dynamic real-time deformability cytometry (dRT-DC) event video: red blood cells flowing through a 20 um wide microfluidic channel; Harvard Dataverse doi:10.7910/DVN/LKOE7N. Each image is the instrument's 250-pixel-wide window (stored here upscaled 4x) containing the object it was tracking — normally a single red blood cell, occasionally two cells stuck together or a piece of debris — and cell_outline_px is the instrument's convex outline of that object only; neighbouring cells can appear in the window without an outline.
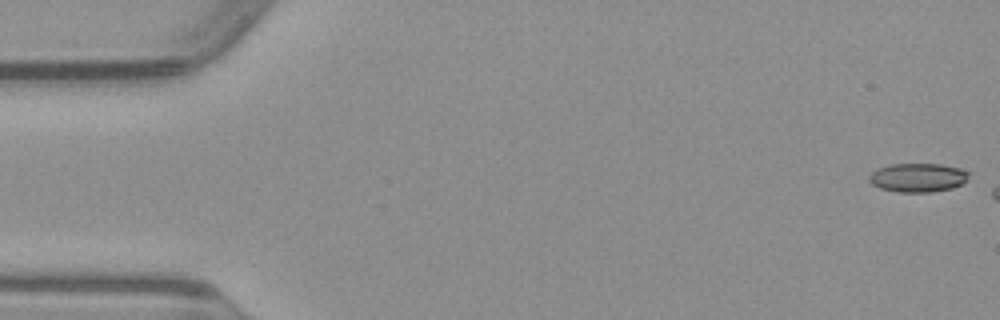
{"species": "common noctule bat (a hibernating species)", "species_latin": "Nyctalus noctula", "temperature_condition": "warm", "stored_images_in_passage": 6, "camera_frame_rate_fps": 3000, "um_per_image_px": 0.085, "animal": {"sex": "male", "body_mass_g": 23.1, "forearm_length_mm": 52.7}, "frame": {"image": 1, "passage_image": 1, "time_ms": 0.0, "image_size_px": [1000, 320], "cell_outline_px": [[968, 180], [964, 184], [952, 188], [932, 192], [896, 192], [880, 188], [872, 184], [868, 180], [868, 176], [876, 168], [888, 164], [940, 164], [960, 168], [968, 172]], "centroid_in_image_um": [78.01, 15.09], "position_along_channel_um": 7.0, "area_um2": 16.99}}